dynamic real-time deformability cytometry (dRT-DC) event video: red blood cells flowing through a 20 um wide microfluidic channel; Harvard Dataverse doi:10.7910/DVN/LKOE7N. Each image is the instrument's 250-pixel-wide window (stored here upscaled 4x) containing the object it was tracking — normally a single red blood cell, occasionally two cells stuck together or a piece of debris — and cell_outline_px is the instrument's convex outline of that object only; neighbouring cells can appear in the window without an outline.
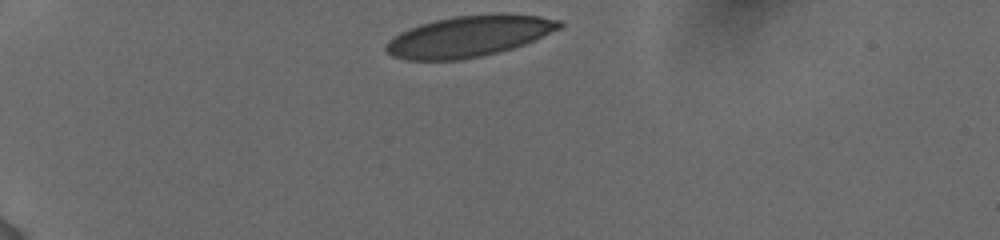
{"species": "human", "species_latin": "Homo sapiens", "temperature_condition": "cold", "stored_images_in_passage": 30, "camera_frame_rate_fps": 3000, "um_per_image_px": 0.085, "donor": {"sex": "female"}, "frame": {"image": 1, "passage_image": 1, "time_ms": 0.0, "image_size_px": [1000, 240], "cell_outline_px": [[564, 24], [560, 28], [524, 44], [512, 48], [480, 56], [460, 60], [404, 60], [392, 56], [384, 48], [384, 44], [392, 36], [408, 28], [420, 24], [436, 20], [456, 16], [500, 12], [540, 16], [560, 20]], "centroid_in_image_um": [39.83, 3.07], "position_along_channel_um": 45.2, "area_um2": 41.67}}
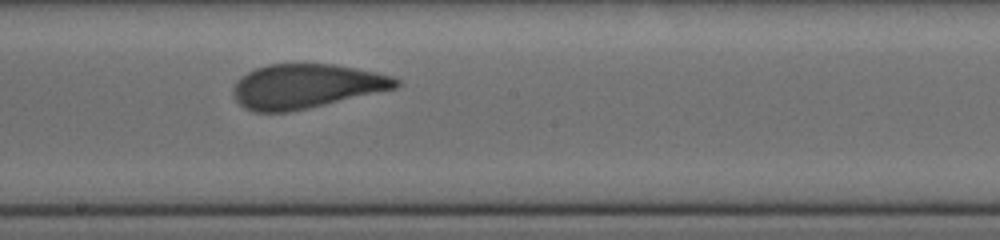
{"frame": {"image": 2, "passage_image": 17, "time_ms": 6.0, "image_size_px": [1000, 240], "cell_outline_px": [[400, 84], [396, 88], [308, 108], [288, 112], [256, 112], [244, 108], [232, 96], [232, 88], [236, 80], [240, 76], [256, 68], [268, 64], [336, 64], [376, 72], [392, 76], [400, 80]], "centroid_in_image_um": [25.98, 7.32], "position_along_channel_um": 222.2, "area_um2": 42.08}}
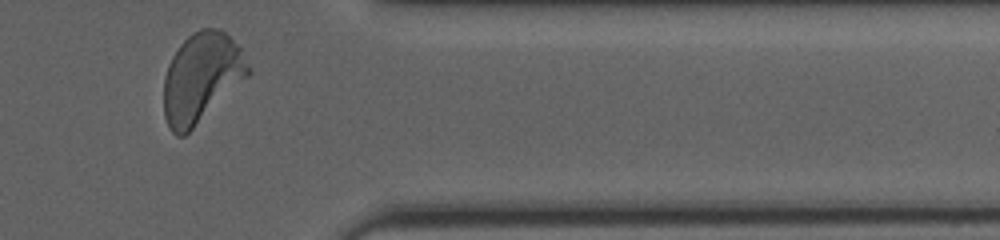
{"frame": {"image": 3, "passage_image": 29, "time_ms": 10.667, "image_size_px": [1000, 240], "cell_outline_px": [[252, 72], [248, 76], [184, 136], [176, 136], [172, 132], [164, 116], [164, 76], [168, 64], [172, 56], [180, 44], [192, 32], [200, 28], [220, 28], [240, 48], [252, 68]], "centroid_in_image_um": [17.11, 6.58], "position_along_channel_um": 394.3, "area_um2": 43.81}, "authors_computed_cell_mechanics": {"area_um2": 42.194, "velocity_mm_per_s": 3.8622, "shape_relaxation_time_tau1_ms": 6.883, "shape_relaxation_time_tau2_ms": null, "deformation_change_tau1": 0.1995, "deformation_change_tau2": null}}